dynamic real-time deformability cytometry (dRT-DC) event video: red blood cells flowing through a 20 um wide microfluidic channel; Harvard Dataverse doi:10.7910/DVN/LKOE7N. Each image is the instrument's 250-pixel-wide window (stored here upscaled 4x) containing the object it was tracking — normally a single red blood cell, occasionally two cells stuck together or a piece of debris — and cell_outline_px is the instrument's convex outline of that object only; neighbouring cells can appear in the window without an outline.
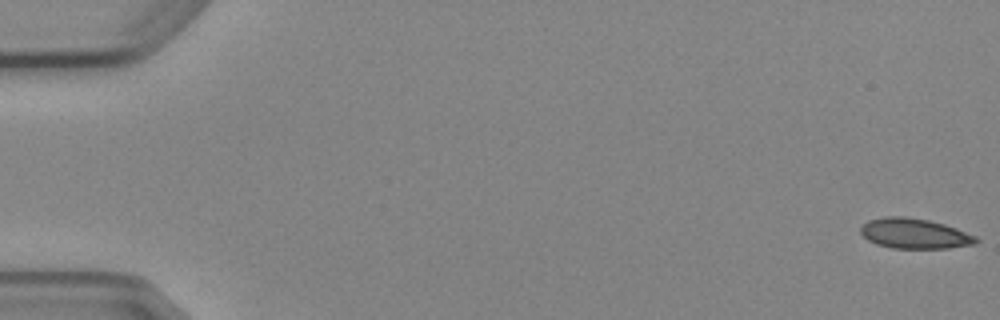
{"species": "Egyptian fruit bat (a non-hibernating species)", "species_latin": "Rousettus aegyptiacus", "temperature_condition": "cold", "stored_images_in_passage": 5, "camera_frame_rate_fps": 3000, "um_per_image_px": 0.085, "animal": {"sex": "female"}, "frame": {"image": 1, "passage_image": 1, "time_ms": 0.0, "image_size_px": [1000, 320], "cell_outline_px": [[980, 240], [976, 244], [948, 248], [892, 248], [876, 244], [868, 240], [860, 232], [860, 228], [868, 220], [884, 216], [904, 216], [928, 220], [944, 224], [956, 228], [976, 236]], "centroid_in_image_um": [77.74, 19.85], "position_along_channel_um": 7.3, "area_um2": 20.35}}
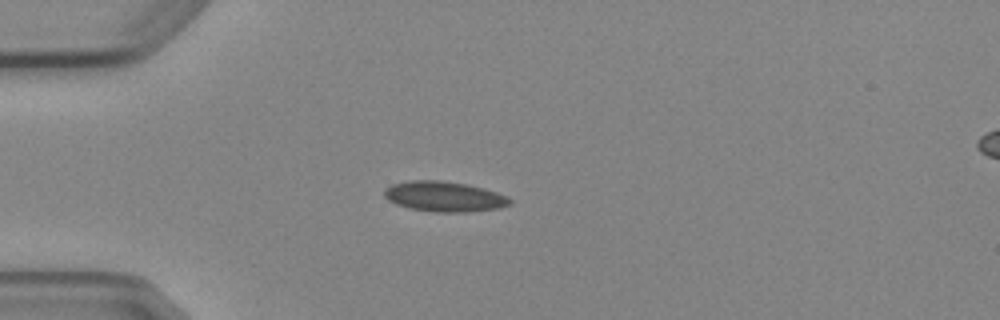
{"frame": {"image": 2, "passage_image": 5, "time_ms": 4.667, "image_size_px": [1000, 320], "cell_outline_px": [[512, 204], [500, 208], [464, 212], [436, 212], [412, 208], [396, 204], [388, 200], [384, 196], [384, 188], [392, 184], [408, 180], [440, 180], [468, 184], [484, 188], [508, 196], [512, 200]], "centroid_in_image_um": [37.78, 16.69], "position_along_channel_um": 47.2, "area_um2": 22.25}}